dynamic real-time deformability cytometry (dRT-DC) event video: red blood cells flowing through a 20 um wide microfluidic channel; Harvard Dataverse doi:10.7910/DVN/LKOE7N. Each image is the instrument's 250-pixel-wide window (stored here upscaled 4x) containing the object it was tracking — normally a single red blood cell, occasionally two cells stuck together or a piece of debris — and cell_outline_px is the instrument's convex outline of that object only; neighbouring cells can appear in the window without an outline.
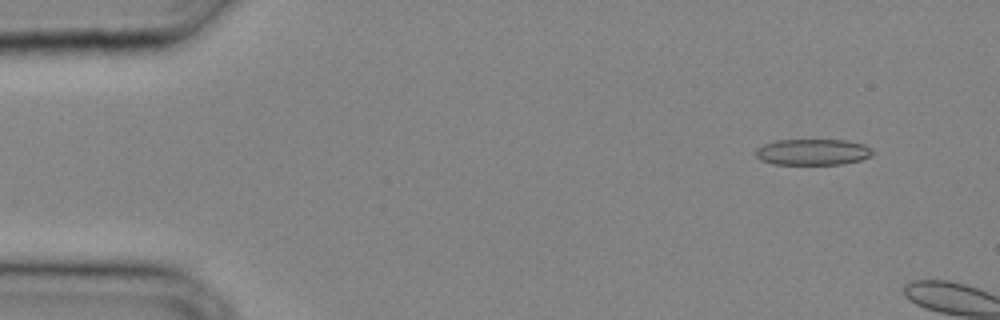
{"species": "common noctule bat (a hibernating species)", "species_latin": "Nyctalus noctula", "temperature_condition": "cold", "stored_images_in_passage": 4, "camera_frame_rate_fps": 3000, "um_per_image_px": 0.085, "animal": {"sex": "male", "body_mass_g": 20.4}, "frame": {"image": 1, "passage_image": 2, "time_ms": 0.333, "image_size_px": [1000, 320], "cell_outline_px": [[872, 152], [868, 156], [860, 160], [844, 164], [772, 164], [760, 160], [756, 156], [756, 148], [764, 144], [776, 140], [844, 140], [864, 144], [872, 148]], "centroid_in_image_um": [69.05, 12.92], "position_along_channel_um": 16.0, "area_um2": 17.74}}